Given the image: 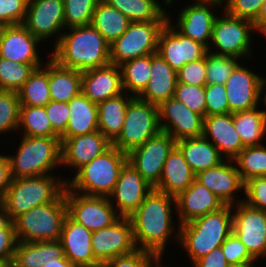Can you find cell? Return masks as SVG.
<instances>
[{"label":"cell","mask_w":266,"mask_h":267,"mask_svg":"<svg viewBox=\"0 0 266 267\" xmlns=\"http://www.w3.org/2000/svg\"><path fill=\"white\" fill-rule=\"evenodd\" d=\"M260 107L263 106L233 113L235 129L244 147L265 144L263 140H266V116Z\"/></svg>","instance_id":"cell-35"},{"label":"cell","mask_w":266,"mask_h":267,"mask_svg":"<svg viewBox=\"0 0 266 267\" xmlns=\"http://www.w3.org/2000/svg\"><path fill=\"white\" fill-rule=\"evenodd\" d=\"M264 0H222L223 11L227 14L254 22Z\"/></svg>","instance_id":"cell-49"},{"label":"cell","mask_w":266,"mask_h":267,"mask_svg":"<svg viewBox=\"0 0 266 267\" xmlns=\"http://www.w3.org/2000/svg\"><path fill=\"white\" fill-rule=\"evenodd\" d=\"M174 98L191 111L205 117V86L177 83Z\"/></svg>","instance_id":"cell-46"},{"label":"cell","mask_w":266,"mask_h":267,"mask_svg":"<svg viewBox=\"0 0 266 267\" xmlns=\"http://www.w3.org/2000/svg\"><path fill=\"white\" fill-rule=\"evenodd\" d=\"M0 267H8V266L0 263Z\"/></svg>","instance_id":"cell-67"},{"label":"cell","mask_w":266,"mask_h":267,"mask_svg":"<svg viewBox=\"0 0 266 267\" xmlns=\"http://www.w3.org/2000/svg\"><path fill=\"white\" fill-rule=\"evenodd\" d=\"M12 181L7 155L0 154V200L4 197Z\"/></svg>","instance_id":"cell-57"},{"label":"cell","mask_w":266,"mask_h":267,"mask_svg":"<svg viewBox=\"0 0 266 267\" xmlns=\"http://www.w3.org/2000/svg\"><path fill=\"white\" fill-rule=\"evenodd\" d=\"M49 58L48 83L51 101L68 103L82 92V72L60 66L50 55Z\"/></svg>","instance_id":"cell-32"},{"label":"cell","mask_w":266,"mask_h":267,"mask_svg":"<svg viewBox=\"0 0 266 267\" xmlns=\"http://www.w3.org/2000/svg\"><path fill=\"white\" fill-rule=\"evenodd\" d=\"M67 215L64 189L53 202L36 206L13 221L18 241L60 240L63 223Z\"/></svg>","instance_id":"cell-7"},{"label":"cell","mask_w":266,"mask_h":267,"mask_svg":"<svg viewBox=\"0 0 266 267\" xmlns=\"http://www.w3.org/2000/svg\"><path fill=\"white\" fill-rule=\"evenodd\" d=\"M111 146L112 143L99 130L90 134L66 138L61 142L62 166L73 168L76 172Z\"/></svg>","instance_id":"cell-23"},{"label":"cell","mask_w":266,"mask_h":267,"mask_svg":"<svg viewBox=\"0 0 266 267\" xmlns=\"http://www.w3.org/2000/svg\"><path fill=\"white\" fill-rule=\"evenodd\" d=\"M45 110L52 129L59 137H61L66 132V127L70 117L68 103L50 101L45 106Z\"/></svg>","instance_id":"cell-54"},{"label":"cell","mask_w":266,"mask_h":267,"mask_svg":"<svg viewBox=\"0 0 266 267\" xmlns=\"http://www.w3.org/2000/svg\"><path fill=\"white\" fill-rule=\"evenodd\" d=\"M40 43L23 24L8 25L0 36V57L23 64H44L37 50Z\"/></svg>","instance_id":"cell-22"},{"label":"cell","mask_w":266,"mask_h":267,"mask_svg":"<svg viewBox=\"0 0 266 267\" xmlns=\"http://www.w3.org/2000/svg\"><path fill=\"white\" fill-rule=\"evenodd\" d=\"M128 161L127 153L113 145L66 179V186L76 193L108 197L117 183L121 168Z\"/></svg>","instance_id":"cell-5"},{"label":"cell","mask_w":266,"mask_h":267,"mask_svg":"<svg viewBox=\"0 0 266 267\" xmlns=\"http://www.w3.org/2000/svg\"><path fill=\"white\" fill-rule=\"evenodd\" d=\"M255 262H245L241 264H232L228 265V267H255Z\"/></svg>","instance_id":"cell-62"},{"label":"cell","mask_w":266,"mask_h":267,"mask_svg":"<svg viewBox=\"0 0 266 267\" xmlns=\"http://www.w3.org/2000/svg\"><path fill=\"white\" fill-rule=\"evenodd\" d=\"M168 21L131 22L128 29L110 44V62L124 61L157 53L158 38Z\"/></svg>","instance_id":"cell-10"},{"label":"cell","mask_w":266,"mask_h":267,"mask_svg":"<svg viewBox=\"0 0 266 267\" xmlns=\"http://www.w3.org/2000/svg\"><path fill=\"white\" fill-rule=\"evenodd\" d=\"M17 93L20 105L45 107L51 101L47 61L35 68Z\"/></svg>","instance_id":"cell-38"},{"label":"cell","mask_w":266,"mask_h":267,"mask_svg":"<svg viewBox=\"0 0 266 267\" xmlns=\"http://www.w3.org/2000/svg\"><path fill=\"white\" fill-rule=\"evenodd\" d=\"M175 145L176 141L171 135L160 131L141 146L132 149L127 154L128 161L155 188L159 184L167 156Z\"/></svg>","instance_id":"cell-13"},{"label":"cell","mask_w":266,"mask_h":267,"mask_svg":"<svg viewBox=\"0 0 266 267\" xmlns=\"http://www.w3.org/2000/svg\"><path fill=\"white\" fill-rule=\"evenodd\" d=\"M160 131L158 106L134 96L127 106L121 132L112 145L128 154Z\"/></svg>","instance_id":"cell-9"},{"label":"cell","mask_w":266,"mask_h":267,"mask_svg":"<svg viewBox=\"0 0 266 267\" xmlns=\"http://www.w3.org/2000/svg\"><path fill=\"white\" fill-rule=\"evenodd\" d=\"M19 115L20 101L18 93L0 90V134L18 133Z\"/></svg>","instance_id":"cell-45"},{"label":"cell","mask_w":266,"mask_h":267,"mask_svg":"<svg viewBox=\"0 0 266 267\" xmlns=\"http://www.w3.org/2000/svg\"><path fill=\"white\" fill-rule=\"evenodd\" d=\"M179 228L178 244L187 252L193 265L214 248L220 247L232 233V205H224L218 211L181 224Z\"/></svg>","instance_id":"cell-3"},{"label":"cell","mask_w":266,"mask_h":267,"mask_svg":"<svg viewBox=\"0 0 266 267\" xmlns=\"http://www.w3.org/2000/svg\"><path fill=\"white\" fill-rule=\"evenodd\" d=\"M92 231L66 216L60 242L65 257L75 266L82 267L99 263L91 246Z\"/></svg>","instance_id":"cell-27"},{"label":"cell","mask_w":266,"mask_h":267,"mask_svg":"<svg viewBox=\"0 0 266 267\" xmlns=\"http://www.w3.org/2000/svg\"><path fill=\"white\" fill-rule=\"evenodd\" d=\"M62 175L12 178L2 202L12 221L36 206L53 202L65 189Z\"/></svg>","instance_id":"cell-6"},{"label":"cell","mask_w":266,"mask_h":267,"mask_svg":"<svg viewBox=\"0 0 266 267\" xmlns=\"http://www.w3.org/2000/svg\"><path fill=\"white\" fill-rule=\"evenodd\" d=\"M265 92V93H264ZM264 94V95H263ZM263 95V96H262ZM264 104V109L266 108V77H262L259 89V105ZM261 110L266 116V110Z\"/></svg>","instance_id":"cell-61"},{"label":"cell","mask_w":266,"mask_h":267,"mask_svg":"<svg viewBox=\"0 0 266 267\" xmlns=\"http://www.w3.org/2000/svg\"><path fill=\"white\" fill-rule=\"evenodd\" d=\"M82 93L93 103H100L123 93L120 65L109 63L82 72Z\"/></svg>","instance_id":"cell-24"},{"label":"cell","mask_w":266,"mask_h":267,"mask_svg":"<svg viewBox=\"0 0 266 267\" xmlns=\"http://www.w3.org/2000/svg\"><path fill=\"white\" fill-rule=\"evenodd\" d=\"M42 267H75L66 257L45 262Z\"/></svg>","instance_id":"cell-59"},{"label":"cell","mask_w":266,"mask_h":267,"mask_svg":"<svg viewBox=\"0 0 266 267\" xmlns=\"http://www.w3.org/2000/svg\"><path fill=\"white\" fill-rule=\"evenodd\" d=\"M91 246L94 257L99 263L138 249L129 217H119L110 226L93 231Z\"/></svg>","instance_id":"cell-16"},{"label":"cell","mask_w":266,"mask_h":267,"mask_svg":"<svg viewBox=\"0 0 266 267\" xmlns=\"http://www.w3.org/2000/svg\"><path fill=\"white\" fill-rule=\"evenodd\" d=\"M162 264H163V263L161 262L157 267H164V265L162 266ZM165 267H169V266H166V265H165Z\"/></svg>","instance_id":"cell-66"},{"label":"cell","mask_w":266,"mask_h":267,"mask_svg":"<svg viewBox=\"0 0 266 267\" xmlns=\"http://www.w3.org/2000/svg\"><path fill=\"white\" fill-rule=\"evenodd\" d=\"M123 92L138 96L151 78V54L120 64Z\"/></svg>","instance_id":"cell-39"},{"label":"cell","mask_w":266,"mask_h":267,"mask_svg":"<svg viewBox=\"0 0 266 267\" xmlns=\"http://www.w3.org/2000/svg\"><path fill=\"white\" fill-rule=\"evenodd\" d=\"M177 83L187 85L205 86L206 83V56L186 63L177 71Z\"/></svg>","instance_id":"cell-52"},{"label":"cell","mask_w":266,"mask_h":267,"mask_svg":"<svg viewBox=\"0 0 266 267\" xmlns=\"http://www.w3.org/2000/svg\"><path fill=\"white\" fill-rule=\"evenodd\" d=\"M256 32H258V35L259 33L263 36H265L266 38V23H264Z\"/></svg>","instance_id":"cell-63"},{"label":"cell","mask_w":266,"mask_h":267,"mask_svg":"<svg viewBox=\"0 0 266 267\" xmlns=\"http://www.w3.org/2000/svg\"><path fill=\"white\" fill-rule=\"evenodd\" d=\"M18 239L12 222L6 229L0 230V263L11 266Z\"/></svg>","instance_id":"cell-55"},{"label":"cell","mask_w":266,"mask_h":267,"mask_svg":"<svg viewBox=\"0 0 266 267\" xmlns=\"http://www.w3.org/2000/svg\"><path fill=\"white\" fill-rule=\"evenodd\" d=\"M222 248H214L210 253L198 259L193 267H228Z\"/></svg>","instance_id":"cell-56"},{"label":"cell","mask_w":266,"mask_h":267,"mask_svg":"<svg viewBox=\"0 0 266 267\" xmlns=\"http://www.w3.org/2000/svg\"><path fill=\"white\" fill-rule=\"evenodd\" d=\"M174 213H177L176 198L153 188L129 216L137 248L152 252L163 262L169 240L175 238L176 243L179 242L180 225L175 227Z\"/></svg>","instance_id":"cell-1"},{"label":"cell","mask_w":266,"mask_h":267,"mask_svg":"<svg viewBox=\"0 0 266 267\" xmlns=\"http://www.w3.org/2000/svg\"><path fill=\"white\" fill-rule=\"evenodd\" d=\"M243 67L241 62L235 67L225 83L229 113L259 107L261 75Z\"/></svg>","instance_id":"cell-21"},{"label":"cell","mask_w":266,"mask_h":267,"mask_svg":"<svg viewBox=\"0 0 266 267\" xmlns=\"http://www.w3.org/2000/svg\"><path fill=\"white\" fill-rule=\"evenodd\" d=\"M240 61L232 56L217 55L208 51L206 54V83L225 85Z\"/></svg>","instance_id":"cell-43"},{"label":"cell","mask_w":266,"mask_h":267,"mask_svg":"<svg viewBox=\"0 0 266 267\" xmlns=\"http://www.w3.org/2000/svg\"><path fill=\"white\" fill-rule=\"evenodd\" d=\"M131 22L123 13L101 0L93 12L91 25L112 44L128 29Z\"/></svg>","instance_id":"cell-36"},{"label":"cell","mask_w":266,"mask_h":267,"mask_svg":"<svg viewBox=\"0 0 266 267\" xmlns=\"http://www.w3.org/2000/svg\"><path fill=\"white\" fill-rule=\"evenodd\" d=\"M23 25L42 43L47 40L59 42L64 24L63 0H28L26 18Z\"/></svg>","instance_id":"cell-15"},{"label":"cell","mask_w":266,"mask_h":267,"mask_svg":"<svg viewBox=\"0 0 266 267\" xmlns=\"http://www.w3.org/2000/svg\"><path fill=\"white\" fill-rule=\"evenodd\" d=\"M221 11L223 14H219L214 22L208 51L240 60L244 58L247 60L251 56L253 59L251 36L252 32H256L253 22Z\"/></svg>","instance_id":"cell-8"},{"label":"cell","mask_w":266,"mask_h":267,"mask_svg":"<svg viewBox=\"0 0 266 267\" xmlns=\"http://www.w3.org/2000/svg\"><path fill=\"white\" fill-rule=\"evenodd\" d=\"M195 180V174L175 145L164 163L159 184L154 188L162 193L177 197Z\"/></svg>","instance_id":"cell-29"},{"label":"cell","mask_w":266,"mask_h":267,"mask_svg":"<svg viewBox=\"0 0 266 267\" xmlns=\"http://www.w3.org/2000/svg\"><path fill=\"white\" fill-rule=\"evenodd\" d=\"M65 28L91 24L92 15L101 0H63Z\"/></svg>","instance_id":"cell-44"},{"label":"cell","mask_w":266,"mask_h":267,"mask_svg":"<svg viewBox=\"0 0 266 267\" xmlns=\"http://www.w3.org/2000/svg\"><path fill=\"white\" fill-rule=\"evenodd\" d=\"M244 202L266 212V176L253 177L245 182Z\"/></svg>","instance_id":"cell-51"},{"label":"cell","mask_w":266,"mask_h":267,"mask_svg":"<svg viewBox=\"0 0 266 267\" xmlns=\"http://www.w3.org/2000/svg\"><path fill=\"white\" fill-rule=\"evenodd\" d=\"M157 53L177 72L186 63L205 57L208 48L180 34L168 21L159 34Z\"/></svg>","instance_id":"cell-18"},{"label":"cell","mask_w":266,"mask_h":267,"mask_svg":"<svg viewBox=\"0 0 266 267\" xmlns=\"http://www.w3.org/2000/svg\"><path fill=\"white\" fill-rule=\"evenodd\" d=\"M152 190L153 187L127 161L121 168L117 183L108 198L120 217H129Z\"/></svg>","instance_id":"cell-17"},{"label":"cell","mask_w":266,"mask_h":267,"mask_svg":"<svg viewBox=\"0 0 266 267\" xmlns=\"http://www.w3.org/2000/svg\"><path fill=\"white\" fill-rule=\"evenodd\" d=\"M12 222L3 202L0 200V230L6 229Z\"/></svg>","instance_id":"cell-58"},{"label":"cell","mask_w":266,"mask_h":267,"mask_svg":"<svg viewBox=\"0 0 266 267\" xmlns=\"http://www.w3.org/2000/svg\"><path fill=\"white\" fill-rule=\"evenodd\" d=\"M224 203L204 185L194 182L176 197V220L186 224L210 212L218 211Z\"/></svg>","instance_id":"cell-25"},{"label":"cell","mask_w":266,"mask_h":267,"mask_svg":"<svg viewBox=\"0 0 266 267\" xmlns=\"http://www.w3.org/2000/svg\"><path fill=\"white\" fill-rule=\"evenodd\" d=\"M132 22L168 21V12L159 0H102Z\"/></svg>","instance_id":"cell-37"},{"label":"cell","mask_w":266,"mask_h":267,"mask_svg":"<svg viewBox=\"0 0 266 267\" xmlns=\"http://www.w3.org/2000/svg\"><path fill=\"white\" fill-rule=\"evenodd\" d=\"M220 247L229 265L257 261L234 232L226 238Z\"/></svg>","instance_id":"cell-50"},{"label":"cell","mask_w":266,"mask_h":267,"mask_svg":"<svg viewBox=\"0 0 266 267\" xmlns=\"http://www.w3.org/2000/svg\"><path fill=\"white\" fill-rule=\"evenodd\" d=\"M203 136L227 160H233L245 148L235 129L233 113L205 116Z\"/></svg>","instance_id":"cell-26"},{"label":"cell","mask_w":266,"mask_h":267,"mask_svg":"<svg viewBox=\"0 0 266 267\" xmlns=\"http://www.w3.org/2000/svg\"><path fill=\"white\" fill-rule=\"evenodd\" d=\"M161 131L171 135L175 141L203 135L204 117L194 113L174 97L158 106Z\"/></svg>","instance_id":"cell-19"},{"label":"cell","mask_w":266,"mask_h":267,"mask_svg":"<svg viewBox=\"0 0 266 267\" xmlns=\"http://www.w3.org/2000/svg\"><path fill=\"white\" fill-rule=\"evenodd\" d=\"M232 232L257 261L266 257V212L244 201L232 205Z\"/></svg>","instance_id":"cell-14"},{"label":"cell","mask_w":266,"mask_h":267,"mask_svg":"<svg viewBox=\"0 0 266 267\" xmlns=\"http://www.w3.org/2000/svg\"><path fill=\"white\" fill-rule=\"evenodd\" d=\"M151 78L146 88L137 96L140 99L159 106L174 97L177 84V72L158 54H151Z\"/></svg>","instance_id":"cell-28"},{"label":"cell","mask_w":266,"mask_h":267,"mask_svg":"<svg viewBox=\"0 0 266 267\" xmlns=\"http://www.w3.org/2000/svg\"><path fill=\"white\" fill-rule=\"evenodd\" d=\"M65 200L68 215L92 232L110 226L120 217L108 197L76 193L66 186Z\"/></svg>","instance_id":"cell-11"},{"label":"cell","mask_w":266,"mask_h":267,"mask_svg":"<svg viewBox=\"0 0 266 267\" xmlns=\"http://www.w3.org/2000/svg\"><path fill=\"white\" fill-rule=\"evenodd\" d=\"M16 152L7 155L12 178H28L55 174L62 167L61 139L59 136L32 137L21 135ZM53 170V171H52Z\"/></svg>","instance_id":"cell-4"},{"label":"cell","mask_w":266,"mask_h":267,"mask_svg":"<svg viewBox=\"0 0 266 267\" xmlns=\"http://www.w3.org/2000/svg\"><path fill=\"white\" fill-rule=\"evenodd\" d=\"M18 130L32 137L58 136L51 127L45 107L20 105Z\"/></svg>","instance_id":"cell-40"},{"label":"cell","mask_w":266,"mask_h":267,"mask_svg":"<svg viewBox=\"0 0 266 267\" xmlns=\"http://www.w3.org/2000/svg\"><path fill=\"white\" fill-rule=\"evenodd\" d=\"M82 267H107V265L105 263H97L94 265H88V266H82Z\"/></svg>","instance_id":"cell-65"},{"label":"cell","mask_w":266,"mask_h":267,"mask_svg":"<svg viewBox=\"0 0 266 267\" xmlns=\"http://www.w3.org/2000/svg\"><path fill=\"white\" fill-rule=\"evenodd\" d=\"M69 121L61 142L69 137L90 134L98 130V107L82 92L68 102Z\"/></svg>","instance_id":"cell-30"},{"label":"cell","mask_w":266,"mask_h":267,"mask_svg":"<svg viewBox=\"0 0 266 267\" xmlns=\"http://www.w3.org/2000/svg\"><path fill=\"white\" fill-rule=\"evenodd\" d=\"M264 23H266V0L262 4L257 19L253 22L255 30L257 31Z\"/></svg>","instance_id":"cell-60"},{"label":"cell","mask_w":266,"mask_h":267,"mask_svg":"<svg viewBox=\"0 0 266 267\" xmlns=\"http://www.w3.org/2000/svg\"><path fill=\"white\" fill-rule=\"evenodd\" d=\"M205 116L229 113L226 87L223 84L205 85Z\"/></svg>","instance_id":"cell-48"},{"label":"cell","mask_w":266,"mask_h":267,"mask_svg":"<svg viewBox=\"0 0 266 267\" xmlns=\"http://www.w3.org/2000/svg\"><path fill=\"white\" fill-rule=\"evenodd\" d=\"M104 263L107 267H157L161 261L150 251L136 249Z\"/></svg>","instance_id":"cell-47"},{"label":"cell","mask_w":266,"mask_h":267,"mask_svg":"<svg viewBox=\"0 0 266 267\" xmlns=\"http://www.w3.org/2000/svg\"><path fill=\"white\" fill-rule=\"evenodd\" d=\"M265 145L245 147L233 159L244 183L253 177L266 176Z\"/></svg>","instance_id":"cell-41"},{"label":"cell","mask_w":266,"mask_h":267,"mask_svg":"<svg viewBox=\"0 0 266 267\" xmlns=\"http://www.w3.org/2000/svg\"><path fill=\"white\" fill-rule=\"evenodd\" d=\"M28 0H0V19L7 25L23 24Z\"/></svg>","instance_id":"cell-53"},{"label":"cell","mask_w":266,"mask_h":267,"mask_svg":"<svg viewBox=\"0 0 266 267\" xmlns=\"http://www.w3.org/2000/svg\"><path fill=\"white\" fill-rule=\"evenodd\" d=\"M194 2L182 6L177 21L173 24L168 14V21L183 36L201 43L207 48L210 45L212 30L218 12L215 8L222 4V0H193ZM219 5V6H218ZM212 7V8H211ZM214 7V8H213ZM217 13V14H216Z\"/></svg>","instance_id":"cell-12"},{"label":"cell","mask_w":266,"mask_h":267,"mask_svg":"<svg viewBox=\"0 0 266 267\" xmlns=\"http://www.w3.org/2000/svg\"><path fill=\"white\" fill-rule=\"evenodd\" d=\"M195 180L212 191L224 205H235L244 201L245 183L241 180L233 160L225 159L217 166L197 173ZM240 191L243 197L236 195Z\"/></svg>","instance_id":"cell-20"},{"label":"cell","mask_w":266,"mask_h":267,"mask_svg":"<svg viewBox=\"0 0 266 267\" xmlns=\"http://www.w3.org/2000/svg\"><path fill=\"white\" fill-rule=\"evenodd\" d=\"M7 26L8 25L2 19H0V36L4 33Z\"/></svg>","instance_id":"cell-64"},{"label":"cell","mask_w":266,"mask_h":267,"mask_svg":"<svg viewBox=\"0 0 266 267\" xmlns=\"http://www.w3.org/2000/svg\"><path fill=\"white\" fill-rule=\"evenodd\" d=\"M44 64H23L0 57V90L18 92L35 68Z\"/></svg>","instance_id":"cell-42"},{"label":"cell","mask_w":266,"mask_h":267,"mask_svg":"<svg viewBox=\"0 0 266 267\" xmlns=\"http://www.w3.org/2000/svg\"><path fill=\"white\" fill-rule=\"evenodd\" d=\"M67 30L50 52L60 66L83 72L111 63L110 44L91 24Z\"/></svg>","instance_id":"cell-2"},{"label":"cell","mask_w":266,"mask_h":267,"mask_svg":"<svg viewBox=\"0 0 266 267\" xmlns=\"http://www.w3.org/2000/svg\"><path fill=\"white\" fill-rule=\"evenodd\" d=\"M176 146L195 175L225 160L219 150L203 135L181 139L176 142Z\"/></svg>","instance_id":"cell-31"},{"label":"cell","mask_w":266,"mask_h":267,"mask_svg":"<svg viewBox=\"0 0 266 267\" xmlns=\"http://www.w3.org/2000/svg\"><path fill=\"white\" fill-rule=\"evenodd\" d=\"M61 242H23L18 241L12 267H42L45 262L64 258Z\"/></svg>","instance_id":"cell-33"},{"label":"cell","mask_w":266,"mask_h":267,"mask_svg":"<svg viewBox=\"0 0 266 267\" xmlns=\"http://www.w3.org/2000/svg\"><path fill=\"white\" fill-rule=\"evenodd\" d=\"M123 92L120 95L97 104L98 130L112 143L120 134L124 124L127 106L133 98Z\"/></svg>","instance_id":"cell-34"}]
</instances>
